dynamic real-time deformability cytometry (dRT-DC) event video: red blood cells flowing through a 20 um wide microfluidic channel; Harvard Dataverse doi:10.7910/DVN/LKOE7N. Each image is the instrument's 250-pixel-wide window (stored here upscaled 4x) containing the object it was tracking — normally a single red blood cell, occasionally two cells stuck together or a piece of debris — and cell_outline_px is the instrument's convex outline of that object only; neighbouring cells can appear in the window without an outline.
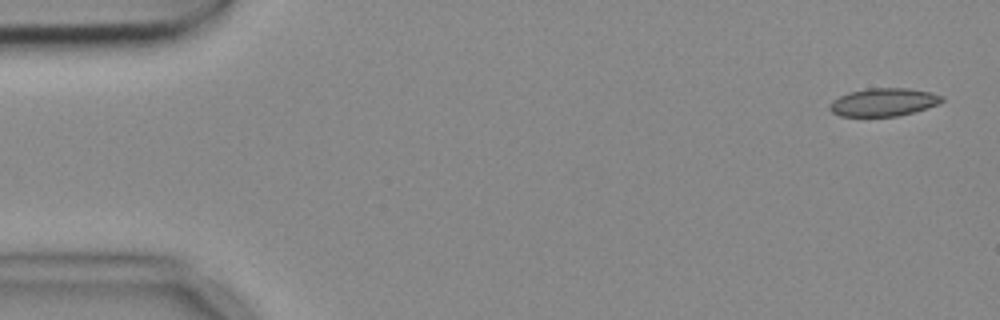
{"species": "common noctule bat (a hibernating species)", "species_latin": "Nyctalus noctula", "temperature_condition": "cold", "stored_images_in_passage": 4, "camera_frame_rate_fps": 3000, "um_per_image_px": 0.085, "animal": {"sex": "female", "body_mass_g": 18.4}, "frame": {"image": 1, "passage_image": 1, "time_ms": 0.0, "image_size_px": [1000, 320], "cell_outline_px": [[944, 100], [940, 104], [912, 112], [896, 116], [840, 116], [832, 112], [828, 108], [828, 104], [832, 100], [848, 92], [868, 88], [908, 88], [928, 92], [944, 96]], "centroid_in_image_um": [75.08, 8.68], "position_along_channel_um": 9.9, "area_um2": 18.32}}
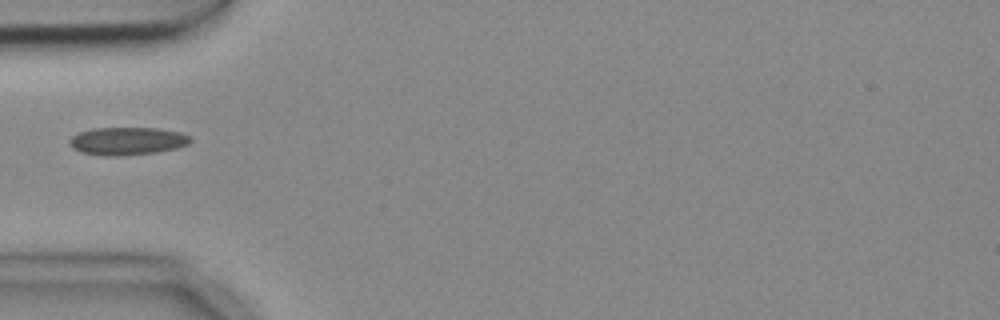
{"frame": {"image": 2, "passage_image": 4, "time_ms": 1.0, "image_size_px": [1000, 320], "cell_outline_px": [[192, 140], [188, 144], [176, 148], [160, 152], [120, 156], [100, 156], [80, 152], [72, 148], [68, 144], [68, 140], [72, 136], [80, 132], [92, 128], [156, 128], [180, 132], [192, 136]], "centroid_in_image_um": [10.81, 12.0], "position_along_channel_um": 74.2, "area_um2": 19.94}}